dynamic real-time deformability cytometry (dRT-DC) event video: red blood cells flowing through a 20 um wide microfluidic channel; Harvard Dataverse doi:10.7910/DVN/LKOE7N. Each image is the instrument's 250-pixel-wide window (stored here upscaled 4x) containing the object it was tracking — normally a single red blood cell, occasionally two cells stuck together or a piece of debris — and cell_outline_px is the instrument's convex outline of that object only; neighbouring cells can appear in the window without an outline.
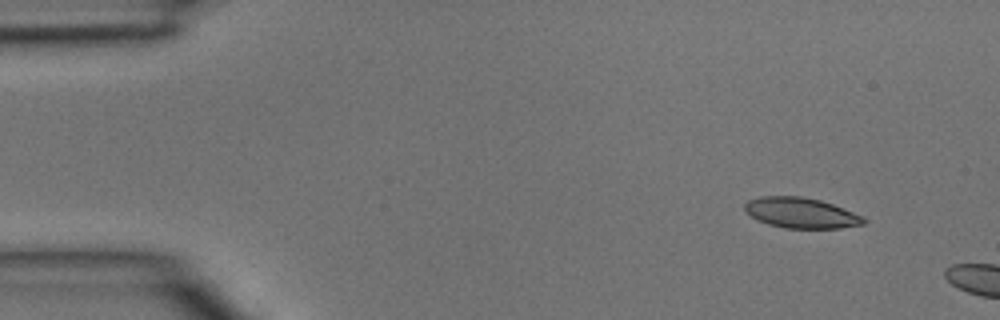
{"species": "common noctule bat (a hibernating species)", "species_latin": "Nyctalus noctula", "temperature_condition": "room temperature", "stored_images_in_passage": 2, "camera_frame_rate_fps": 3000, "um_per_image_px": 0.085, "animal": {"sex": "male", "body_mass_g": 15.6}, "frame": {"image": 1, "passage_image": 1, "time_ms": 0.0, "image_size_px": [1000, 320], "cell_outline_px": [[868, 220], [864, 224], [840, 228], [784, 228], [768, 224], [756, 220], [744, 208], [744, 204], [748, 200], [760, 196], [800, 196], [820, 200], [832, 204], [864, 216]], "centroid_in_image_um": [68.1, 18.1], "position_along_channel_um": 16.9, "area_um2": 21.15}}